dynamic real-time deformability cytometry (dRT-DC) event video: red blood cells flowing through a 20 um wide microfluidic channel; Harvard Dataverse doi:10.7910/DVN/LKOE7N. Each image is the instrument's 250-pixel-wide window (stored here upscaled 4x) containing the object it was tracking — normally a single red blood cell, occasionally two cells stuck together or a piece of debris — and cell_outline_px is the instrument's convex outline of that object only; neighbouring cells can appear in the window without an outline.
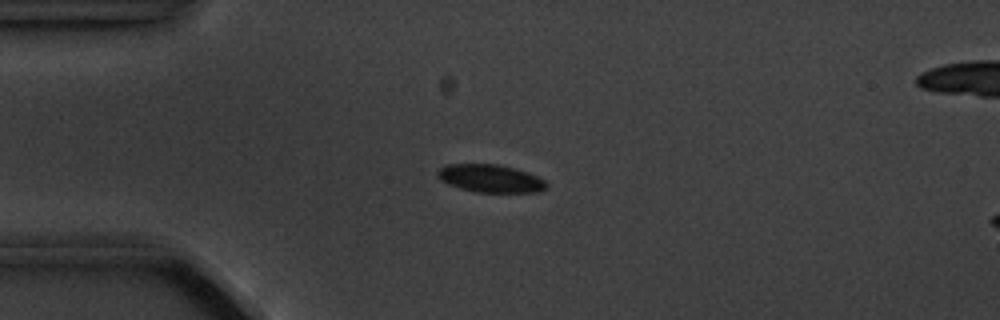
{"species": "common noctule bat (a hibernating species)", "species_latin": "Nyctalus noctula", "temperature_condition": "cold", "stored_images_in_passage": 6, "camera_frame_rate_fps": 3000, "um_per_image_px": 0.085, "animal": {"sex": "male", "body_mass_g": 20.1, "forearm_length_mm": 53.5}, "frame": {"image": 1, "passage_image": 4, "time_ms": 3.667, "image_size_px": [1000, 320], "cell_outline_px": [[548, 188], [540, 192], [476, 192], [460, 188], [448, 184], [440, 180], [436, 176], [436, 172], [444, 164], [500, 164], [516, 168], [528, 172], [544, 180], [548, 184]], "centroid_in_image_um": [41.69, 15.16], "position_along_channel_um": 43.3, "area_um2": 17.92}}